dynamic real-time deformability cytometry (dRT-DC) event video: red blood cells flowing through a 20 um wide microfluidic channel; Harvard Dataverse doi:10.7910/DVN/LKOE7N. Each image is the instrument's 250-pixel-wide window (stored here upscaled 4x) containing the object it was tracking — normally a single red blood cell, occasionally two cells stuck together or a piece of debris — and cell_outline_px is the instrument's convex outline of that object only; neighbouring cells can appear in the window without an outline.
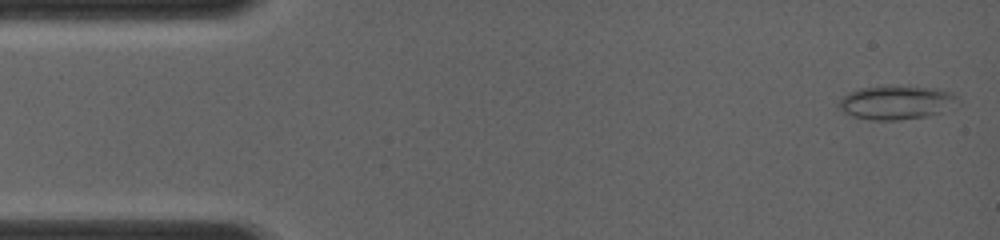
{"species": "common noctule bat (a hibernating species)", "species_latin": "Nyctalus noctula", "temperature_condition": "room temperature", "stored_images_in_passage": 50, "camera_frame_rate_fps": 4000, "um_per_image_px": 0.085, "animal": {"sex": "female", "body_mass_g": 19.0, "forearm_length_mm": 56.7}, "frame": {"image": 1, "passage_image": 1, "time_ms": 0.0, "image_size_px": [1000, 240], "cell_outline_px": [[964, 104], [928, 116], [900, 120], [868, 120], [852, 116], [836, 108], [840, 100], [848, 92], [860, 88], [940, 88], [956, 96]], "centroid_in_image_um": [76.22, 8.76], "position_along_channel_um": 8.8, "area_um2": 23.18}}
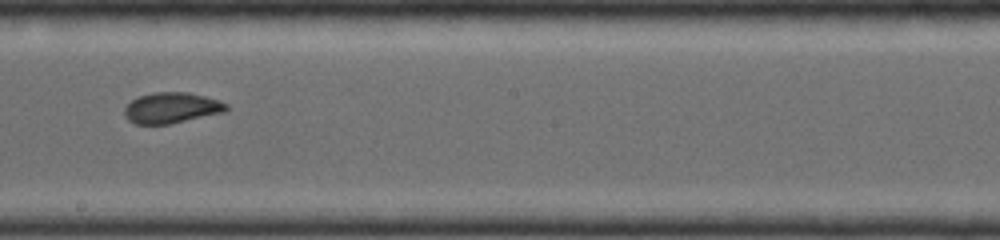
{"frame": {"image": 2, "passage_image": 32, "time_ms": 7.5, "image_size_px": [1000, 240], "cell_outline_px": [[228, 112], [168, 124], [136, 124], [128, 120], [124, 116], [124, 108], [132, 100], [140, 96], [152, 92], [188, 92], [220, 100], [228, 104]], "centroid_in_image_um": [14.62, 9.17], "position_along_channel_um": 233.6, "area_um2": 18.44}}
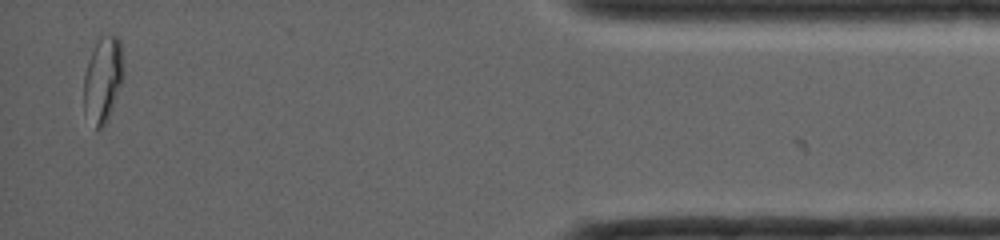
{"frame": {"image": 3, "passage_image": 49, "time_ms": 13.0, "image_size_px": [1000, 240], "cell_outline_px": [[124, 76], [108, 116], [104, 124], [100, 128], [96, 128], [84, 104], [84, 76], [88, 60], [100, 36], [116, 36], [120, 40], [124, 68]], "centroid_in_image_um": [8.77, 6.67], "position_along_channel_um": 426.4, "area_um2": 19.02}}